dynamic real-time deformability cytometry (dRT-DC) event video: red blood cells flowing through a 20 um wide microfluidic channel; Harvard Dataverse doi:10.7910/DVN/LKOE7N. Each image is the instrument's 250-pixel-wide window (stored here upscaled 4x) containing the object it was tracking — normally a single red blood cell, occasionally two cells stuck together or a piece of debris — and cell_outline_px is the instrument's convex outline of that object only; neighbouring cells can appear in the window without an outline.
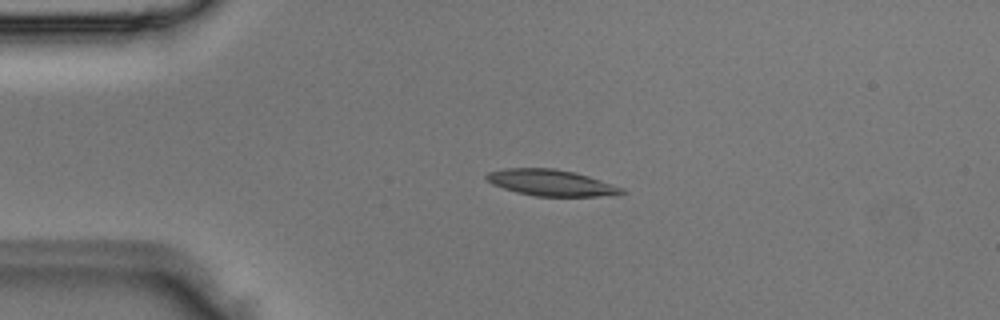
{"species": "Egyptian fruit bat (a non-hibernating species)", "species_latin": "Rousettus aegyptiacus", "temperature_condition": "room temperature", "stored_images_in_passage": 2, "camera_frame_rate_fps": 3000, "um_per_image_px": 0.085, "animal": {"sex": "male"}, "frame": {"image": 1, "passage_image": 1, "time_ms": 0.0, "image_size_px": [1000, 320], "cell_outline_px": [[628, 192], [596, 196], [536, 196], [516, 192], [492, 184], [484, 176], [488, 172], [504, 168], [552, 168], [576, 172], [624, 188]], "centroid_in_image_um": [46.81, 15.52], "position_along_channel_um": 38.2, "area_um2": 20.52}}
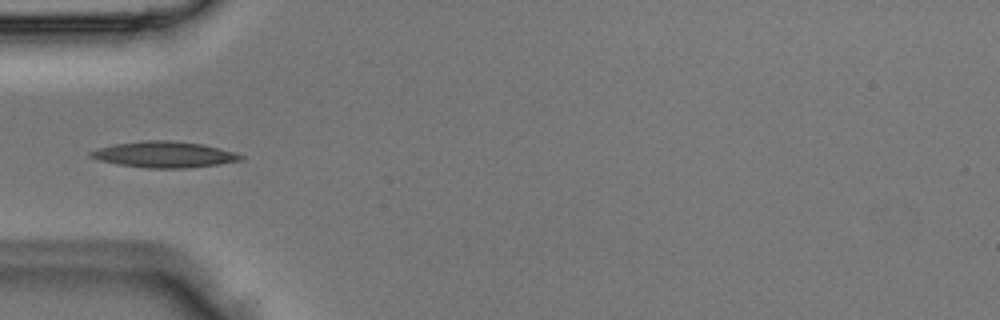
{"frame": {"image": 2, "passage_image": 2, "time_ms": 0.333, "image_size_px": [1000, 320], "cell_outline_px": [[244, 160], [220, 164], [184, 168], [148, 168], [116, 164], [100, 160], [88, 156], [88, 152], [96, 148], [116, 144], [140, 140], [176, 140], [200, 144], [220, 148], [244, 156]], "centroid_in_image_um": [13.93, 13.13], "position_along_channel_um": 71.1, "area_um2": 22.89}}